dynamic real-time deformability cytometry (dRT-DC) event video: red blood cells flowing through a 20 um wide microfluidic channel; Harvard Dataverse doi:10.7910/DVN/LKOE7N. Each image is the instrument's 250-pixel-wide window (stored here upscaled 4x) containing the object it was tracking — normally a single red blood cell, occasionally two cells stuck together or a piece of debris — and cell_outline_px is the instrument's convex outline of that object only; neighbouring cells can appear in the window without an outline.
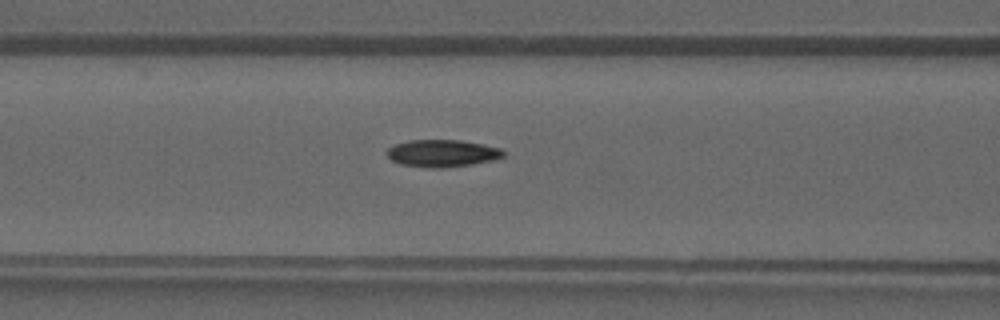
{"species": "common noctule bat (a hibernating species)", "species_latin": "Nyctalus noctula", "temperature_condition": "warm", "stored_images_in_passage": 28, "camera_frame_rate_fps": 3000, "um_per_image_px": 0.085, "animal": {"sex": "male", "forearm_length_mm": 52.5}, "frame": {"image": 1, "passage_image": 11, "time_ms": 3.333, "image_size_px": [1000, 320], "cell_outline_px": [[504, 156], [492, 160], [472, 164], [440, 168], [432, 168], [400, 164], [392, 160], [388, 156], [388, 148], [396, 144], [408, 140], [460, 140], [484, 144], [500, 148], [504, 152]], "centroid_in_image_um": [37.6, 13.02], "position_along_channel_um": 129.0, "area_um2": 18.32}}
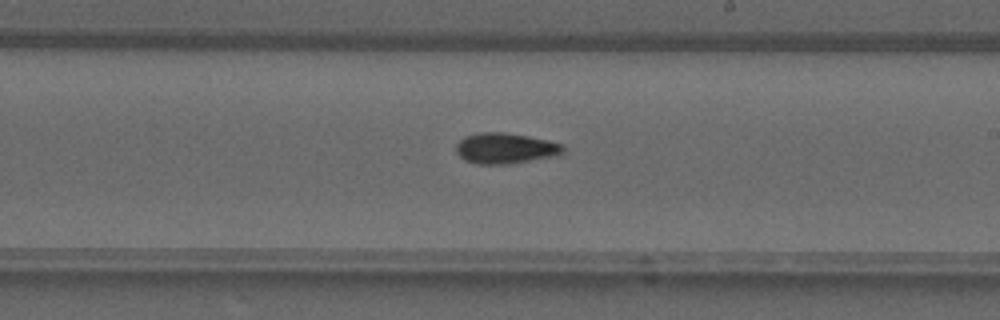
{"frame": {"image": 2, "passage_image": 18, "time_ms": 5.667, "image_size_px": [1000, 320], "cell_outline_px": [[564, 148], [560, 152], [552, 156], [504, 164], [476, 164], [464, 160], [456, 152], [456, 144], [464, 136], [476, 132], [504, 132], [528, 136], [548, 140], [564, 144]], "centroid_in_image_um": [42.88, 12.58], "position_along_channel_um": 246.1, "area_um2": 18.96}}
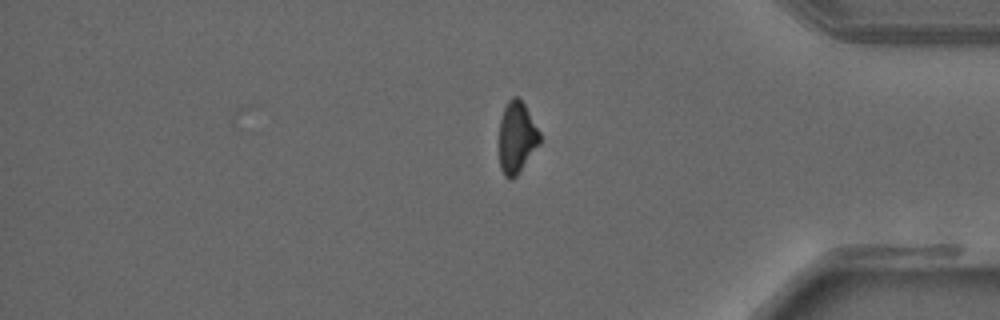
{"frame": {"image": 3, "passage_image": 28, "time_ms": 9.0, "image_size_px": [1000, 320], "cell_outline_px": [[540, 144], [516, 176], [512, 180], [504, 176], [500, 168], [500, 120], [504, 108], [508, 100], [512, 96], [516, 96], [524, 104], [540, 132]], "centroid_in_image_um": [43.92, 11.69], "position_along_channel_um": 391.3, "area_um2": 16.82}}